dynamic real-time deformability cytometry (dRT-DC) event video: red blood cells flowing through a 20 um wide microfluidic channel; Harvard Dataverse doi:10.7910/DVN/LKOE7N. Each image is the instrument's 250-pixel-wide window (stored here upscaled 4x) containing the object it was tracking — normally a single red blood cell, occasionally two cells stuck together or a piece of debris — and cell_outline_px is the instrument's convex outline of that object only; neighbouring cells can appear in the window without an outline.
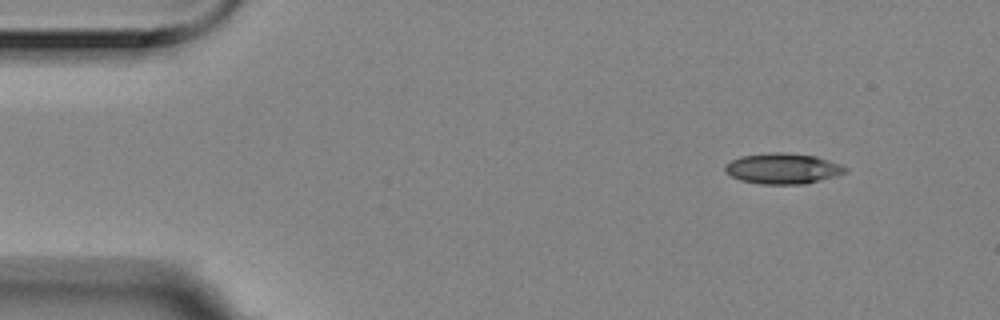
{"species": "Egyptian fruit bat (a non-hibernating species)", "species_latin": "Rousettus aegyptiacus", "temperature_condition": "room temperature", "stored_images_in_passage": 3, "camera_frame_rate_fps": 3000, "um_per_image_px": 0.085, "animal": {"sex": "female"}, "frame": {"image": 1, "passage_image": 1, "time_ms": 0.0, "image_size_px": [1000, 320], "cell_outline_px": [[848, 172], [836, 176], [804, 184], [760, 184], [740, 180], [724, 172], [724, 164], [740, 156], [772, 152], [784, 152], [816, 156], [840, 164], [848, 168]], "centroid_in_image_um": [66.53, 14.32], "position_along_channel_um": 18.5, "area_um2": 21.62}}